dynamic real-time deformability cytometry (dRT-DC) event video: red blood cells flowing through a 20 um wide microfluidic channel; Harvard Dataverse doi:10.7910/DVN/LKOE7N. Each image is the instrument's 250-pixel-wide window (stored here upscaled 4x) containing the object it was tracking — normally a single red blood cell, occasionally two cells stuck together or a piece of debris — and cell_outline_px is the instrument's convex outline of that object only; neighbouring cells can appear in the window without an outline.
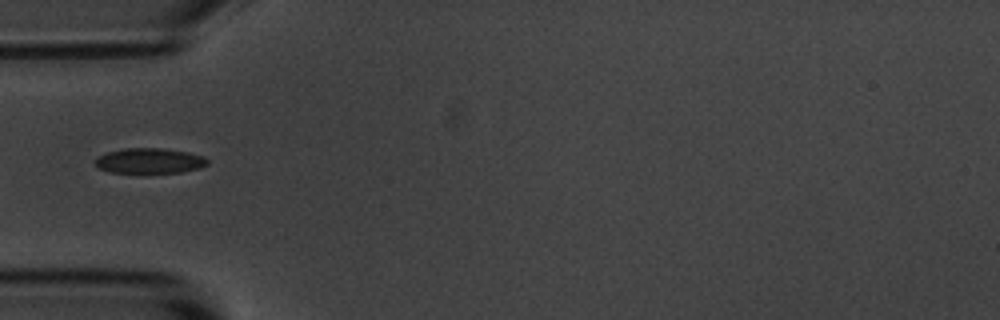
{"species": "common noctule bat (a hibernating species)", "species_latin": "Nyctalus noctula", "temperature_condition": "room temperature", "stored_images_in_passage": 2, "camera_frame_rate_fps": 3000, "um_per_image_px": 0.085, "animal": {"sex": "male", "body_mass_g": 20.1, "forearm_length_mm": 53.5}, "frame": {"image": 1, "passage_image": 2, "time_ms": 1.0, "image_size_px": [1000, 320], "cell_outline_px": [[208, 164], [200, 168], [180, 172], [144, 176], [108, 172], [100, 168], [96, 164], [96, 160], [100, 156], [108, 152], [124, 148], [164, 148], [188, 152], [204, 156], [208, 160]], "centroid_in_image_um": [12.73, 13.72], "position_along_channel_um": 72.3, "area_um2": 17.34}}